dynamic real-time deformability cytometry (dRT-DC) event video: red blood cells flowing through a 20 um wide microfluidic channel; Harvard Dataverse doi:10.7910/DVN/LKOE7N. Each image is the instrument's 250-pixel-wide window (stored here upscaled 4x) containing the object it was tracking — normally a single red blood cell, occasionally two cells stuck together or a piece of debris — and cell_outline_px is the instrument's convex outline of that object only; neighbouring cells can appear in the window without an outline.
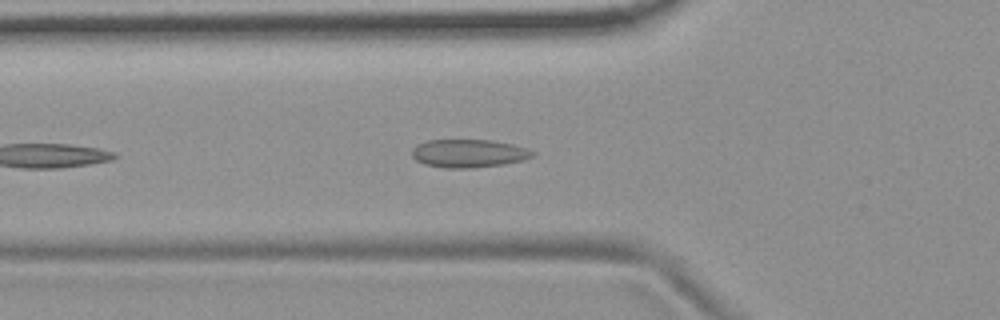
{"species": "common noctule bat (a hibernating species)", "species_latin": "Nyctalus noctula", "temperature_condition": "room temperature", "stored_images_in_passage": 41, "camera_frame_rate_fps": 3000, "um_per_image_px": 0.085, "animal": {"sex": "female", "body_mass_g": 19.9}, "frame": {"image": 1, "passage_image": 7, "time_ms": 2.0, "image_size_px": [1000, 320], "cell_outline_px": [[536, 156], [524, 160], [504, 164], [468, 168], [444, 168], [424, 164], [416, 160], [412, 156], [412, 148], [416, 144], [428, 140], [492, 140], [512, 144], [528, 148], [536, 152]], "centroid_in_image_um": [39.86, 13.03], "position_along_channel_um": 85.9, "area_um2": 20.0}, "authors_computed_cell_mechanics": {"area_um2": 18.0336, "velocity_mm_per_s": 3.6816, "shape_relaxation_time_tau1_ms": null, "shape_relaxation_time_tau2_ms": 10.7369, "deformation_change_tau1": null, "deformation_change_tau2": 0.2168}}